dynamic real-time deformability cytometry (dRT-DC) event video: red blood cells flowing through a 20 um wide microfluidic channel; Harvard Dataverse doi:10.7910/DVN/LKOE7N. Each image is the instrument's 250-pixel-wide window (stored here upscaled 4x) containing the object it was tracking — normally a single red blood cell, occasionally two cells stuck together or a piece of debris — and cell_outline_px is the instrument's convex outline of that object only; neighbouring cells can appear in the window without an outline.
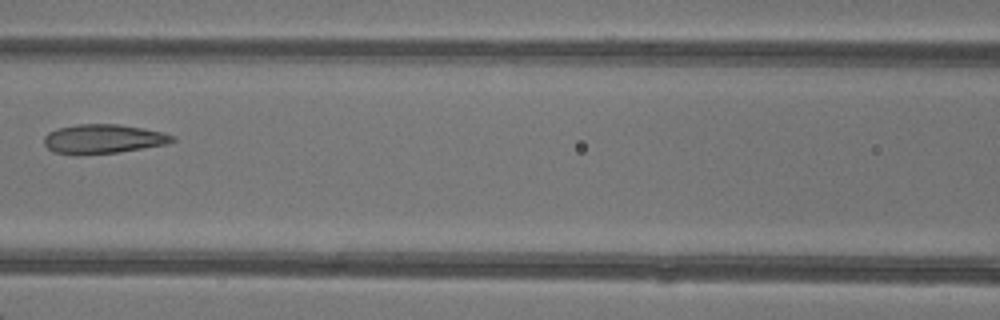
{"species": "common noctule bat (a hibernating species)", "species_latin": "Nyctalus noctula", "temperature_condition": "warm", "stored_images_in_passage": 5, "camera_frame_rate_fps": 3000, "um_per_image_px": 0.085, "animal": {"sex": "female"}, "frame": {"image": 1, "passage_image": 4, "time_ms": 3.667, "image_size_px": [1000, 320], "cell_outline_px": [[176, 140], [168, 144], [120, 152], [76, 156], [56, 152], [48, 148], [44, 144], [44, 136], [48, 132], [60, 128], [76, 124], [116, 124], [144, 128], [176, 136]], "centroid_in_image_um": [8.78, 11.82], "position_along_channel_um": 157.8, "area_um2": 22.08}}
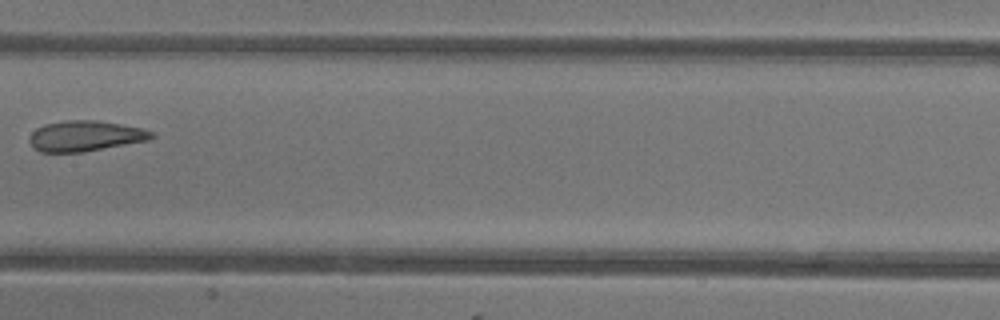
{"frame": {"image": 2, "passage_image": 5, "time_ms": 4.667, "image_size_px": [1000, 320], "cell_outline_px": [[156, 136], [148, 140], [84, 152], [40, 152], [32, 148], [28, 140], [32, 132], [36, 128], [44, 124], [64, 120], [96, 120], [120, 124], [140, 128], [152, 132]], "centroid_in_image_um": [7.19, 11.56], "position_along_channel_um": 200.2, "area_um2": 21.79}}